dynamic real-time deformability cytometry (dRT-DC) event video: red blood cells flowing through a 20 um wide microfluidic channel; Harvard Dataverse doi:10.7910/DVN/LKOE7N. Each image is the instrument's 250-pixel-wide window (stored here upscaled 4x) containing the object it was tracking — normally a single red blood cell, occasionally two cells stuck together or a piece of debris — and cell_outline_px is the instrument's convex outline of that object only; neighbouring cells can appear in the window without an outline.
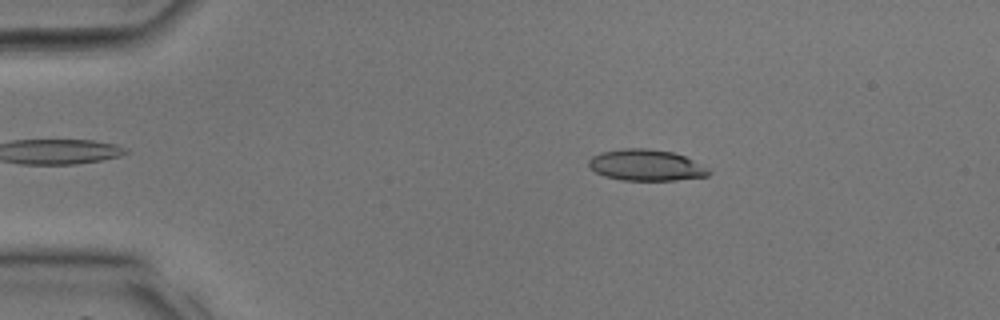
{"species": "common noctule bat (a hibernating species)", "species_latin": "Nyctalus noctula", "temperature_condition": "room temperature", "stored_images_in_passage": 31, "camera_frame_rate_fps": 3000, "um_per_image_px": 0.085, "animal": {"sex": "male", "body_mass_g": 17.9, "forearm_length_mm": 54.2}, "frame": {"image": 1, "passage_image": 6, "time_ms": 1.667, "image_size_px": [1000, 320], "cell_outline_px": [[712, 172], [708, 176], [676, 180], [620, 180], [604, 176], [588, 168], [588, 160], [592, 156], [600, 152], [624, 148], [648, 148], [672, 152], [684, 156], [708, 168]], "centroid_in_image_um": [54.88, 14.04], "position_along_channel_um": 30.1, "area_um2": 21.96}}
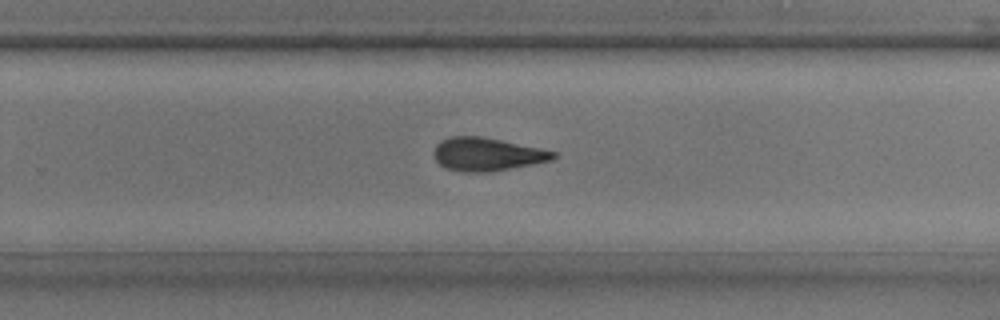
{"frame": {"image": 2, "passage_image": 23, "time_ms": 7.333, "image_size_px": [1000, 320], "cell_outline_px": [[556, 156], [552, 160], [532, 164], [488, 172], [468, 172], [444, 168], [436, 160], [432, 152], [436, 144], [440, 140], [448, 136], [480, 136], [540, 148], [556, 152]], "centroid_in_image_um": [41.34, 13.1], "position_along_channel_um": 288.5, "area_um2": 23.0}}
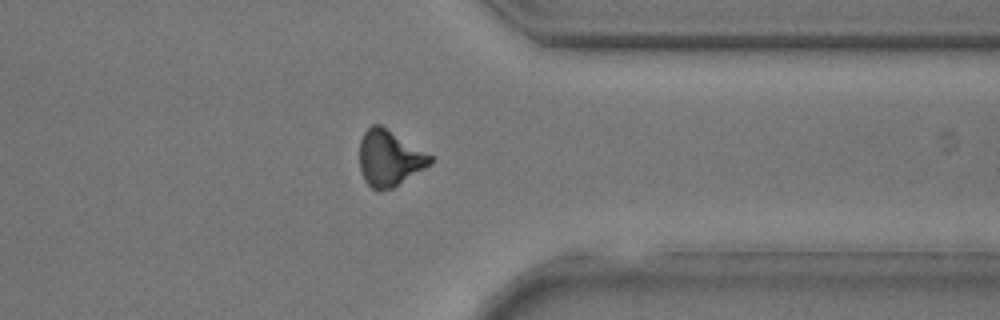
{"frame": {"image": 3, "passage_image": 28, "time_ms": 9.0, "image_size_px": [1000, 320], "cell_outline_px": [[436, 156], [432, 164], [392, 188], [380, 192], [372, 188], [364, 180], [360, 172], [360, 140], [364, 132], [372, 124], [380, 124]], "centroid_in_image_um": [33.14, 13.44], "position_along_channel_um": 378.3, "area_um2": 23.52}}